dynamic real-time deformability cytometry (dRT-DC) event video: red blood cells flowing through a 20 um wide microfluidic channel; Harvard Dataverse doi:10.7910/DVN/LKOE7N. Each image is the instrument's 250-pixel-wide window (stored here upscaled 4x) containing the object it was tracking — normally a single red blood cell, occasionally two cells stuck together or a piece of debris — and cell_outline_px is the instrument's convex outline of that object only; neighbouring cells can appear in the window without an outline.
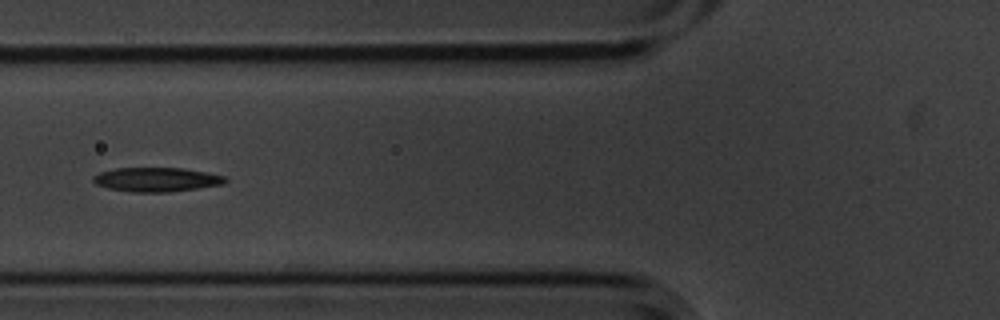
{"species": "common noctule bat (a hibernating species)", "species_latin": "Nyctalus noctula", "temperature_condition": "cold", "stored_images_in_passage": 8, "camera_frame_rate_fps": 3000, "um_per_image_px": 0.085, "animal": {"sex": "male", "body_mass_g": 20.1, "forearm_length_mm": 53.5}, "frame": {"image": 1, "passage_image": 4, "time_ms": 1.0, "image_size_px": [1000, 320], "cell_outline_px": [[228, 180], [224, 184], [168, 192], [132, 192], [108, 188], [96, 184], [92, 180], [92, 176], [100, 172], [116, 168], [184, 168], [224, 176]], "centroid_in_image_um": [13.28, 15.26], "position_along_channel_um": 112.5, "area_um2": 18.5}}
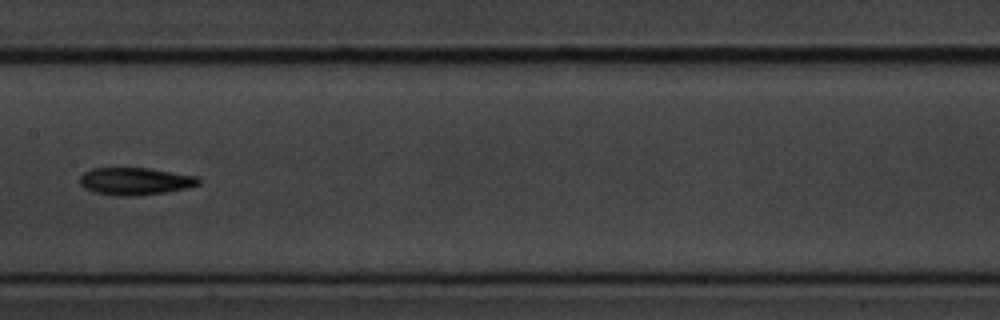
{"frame": {"image": 2, "passage_image": 6, "time_ms": 1.667, "image_size_px": [1000, 320], "cell_outline_px": [[200, 184], [188, 188], [164, 192], [136, 196], [116, 196], [92, 192], [84, 188], [80, 184], [80, 176], [84, 172], [92, 168], [148, 168], [196, 176], [200, 180]], "centroid_in_image_um": [11.46, 15.41], "position_along_channel_um": 195.9, "area_um2": 19.02}}
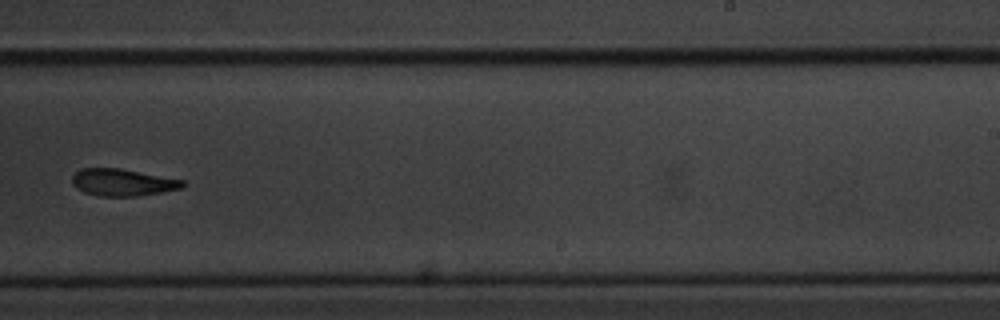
{"frame": {"image": 3, "passage_image": 8, "time_ms": 2.333, "image_size_px": [1000, 320], "cell_outline_px": [[184, 188], [136, 196], [96, 196], [84, 192], [76, 188], [72, 184], [72, 176], [80, 168], [120, 168], [184, 180]], "centroid_in_image_um": [10.39, 15.5], "position_along_channel_um": 278.6, "area_um2": 17.46}}